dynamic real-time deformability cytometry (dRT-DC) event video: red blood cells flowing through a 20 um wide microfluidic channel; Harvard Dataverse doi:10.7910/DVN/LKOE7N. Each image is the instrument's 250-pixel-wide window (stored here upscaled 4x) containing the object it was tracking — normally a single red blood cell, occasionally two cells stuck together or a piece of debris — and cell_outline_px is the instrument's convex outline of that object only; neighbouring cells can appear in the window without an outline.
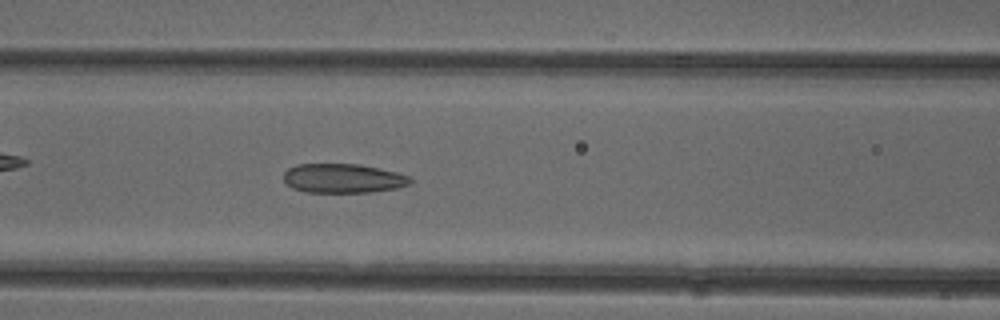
{"species": "common noctule bat (a hibernating species)", "species_latin": "Nyctalus noctula", "temperature_condition": "cold", "stored_images_in_passage": 51, "camera_frame_rate_fps": 3000, "um_per_image_px": 0.085, "animal": {"sex": "female"}, "frame": {"image": 1, "passage_image": 21, "time_ms": 6.667, "image_size_px": [1000, 320], "cell_outline_px": [[412, 180], [408, 184], [396, 188], [372, 192], [304, 192], [292, 188], [284, 180], [284, 172], [288, 168], [296, 164], [360, 164], [380, 168], [412, 176]], "centroid_in_image_um": [29.16, 15.15], "position_along_channel_um": 137.4, "area_um2": 21.68}}
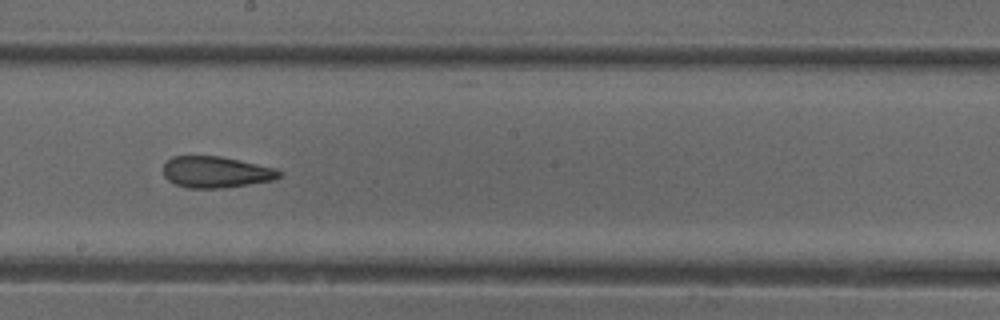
{"frame": {"image": 2, "passage_image": 28, "time_ms": 9.0, "image_size_px": [1000, 320], "cell_outline_px": [[284, 172], [280, 176], [272, 180], [248, 184], [220, 188], [188, 188], [176, 184], [168, 180], [164, 176], [164, 164], [172, 156], [220, 156], [276, 168]], "centroid_in_image_um": [18.36, 14.62], "position_along_channel_um": 229.8, "area_um2": 21.04}}
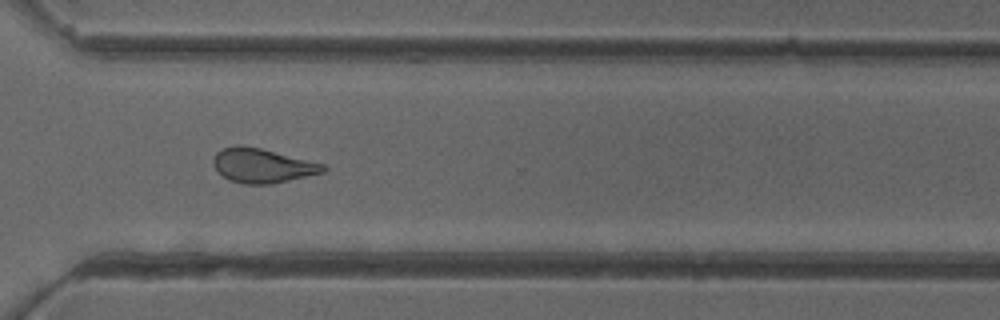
{"frame": {"image": 3, "passage_image": 37, "time_ms": 12.0, "image_size_px": [1000, 320], "cell_outline_px": [[328, 168], [324, 172], [272, 184], [244, 184], [228, 180], [212, 164], [212, 160], [216, 152], [224, 148], [236, 144], [260, 148], [324, 164]], "centroid_in_image_um": [22.28, 14.08], "position_along_channel_um": 348.3, "area_um2": 21.85}, "authors_computed_cell_mechanics": {"area_um2": 23.0044, "velocity_mm_per_s": 3.9647, "shape_relaxation_time_tau1_ms": null, "shape_relaxation_time_tau2_ms": 2.0045, "deformation_change_tau1": null, "deformation_change_tau2": 0.093}}